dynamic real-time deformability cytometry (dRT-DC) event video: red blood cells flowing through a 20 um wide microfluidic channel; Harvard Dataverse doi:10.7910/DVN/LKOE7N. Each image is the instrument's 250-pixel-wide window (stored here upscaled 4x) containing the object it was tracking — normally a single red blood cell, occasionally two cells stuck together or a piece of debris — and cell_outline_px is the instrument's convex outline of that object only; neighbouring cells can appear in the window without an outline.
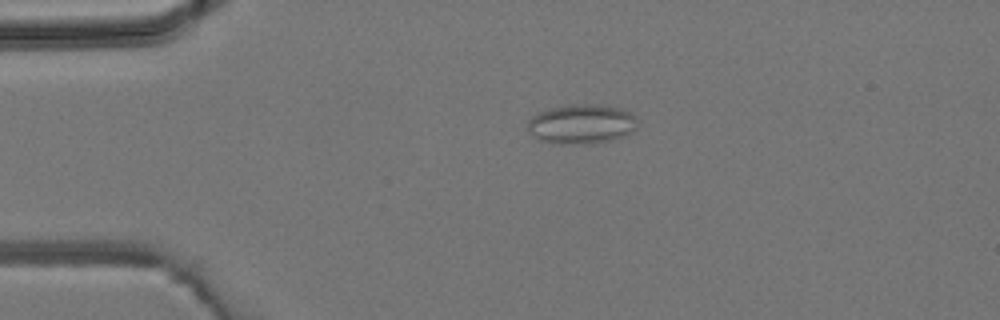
{"species": "common noctule bat (a hibernating species)", "species_latin": "Nyctalus noctula", "temperature_condition": "room temperature", "stored_images_in_passage": 4, "camera_frame_rate_fps": 3000, "um_per_image_px": 0.085, "animal": {"sex": "male", "body_mass_g": 19.2, "forearm_length_mm": 51.8}, "frame": {"image": 1, "passage_image": 3, "time_ms": 2.333, "image_size_px": [1000, 320], "cell_outline_px": [[640, 120], [636, 128], [632, 132], [612, 140], [592, 144], [552, 144], [540, 140], [528, 128], [528, 120], [532, 116], [540, 112], [552, 108], [572, 104], [596, 104], [624, 108], [636, 116]], "centroid_in_image_um": [49.5, 10.55], "position_along_channel_um": 35.5, "area_um2": 25.61}}